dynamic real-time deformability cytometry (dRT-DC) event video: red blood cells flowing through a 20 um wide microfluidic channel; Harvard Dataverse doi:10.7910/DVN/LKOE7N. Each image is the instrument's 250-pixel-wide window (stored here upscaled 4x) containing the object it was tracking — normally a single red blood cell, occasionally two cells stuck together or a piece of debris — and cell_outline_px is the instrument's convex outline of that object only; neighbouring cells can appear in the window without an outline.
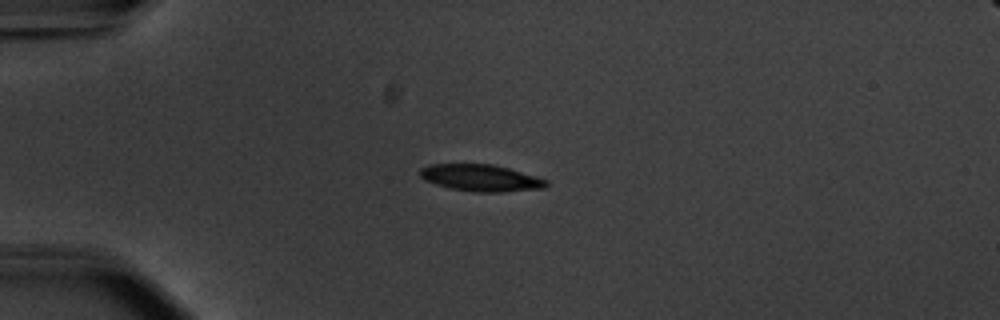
{"species": "common noctule bat (a hibernating species)", "species_latin": "Nyctalus noctula", "temperature_condition": "warm", "stored_images_in_passage": 55, "camera_frame_rate_fps": 3000, "um_per_image_px": 0.085, "animal": {"sex": "male", "body_mass_g": 20.1, "forearm_length_mm": 53.5}, "frame": {"image": 1, "passage_image": 15, "time_ms": 4.667, "image_size_px": [1000, 320], "cell_outline_px": [[548, 184], [544, 188], [500, 192], [476, 192], [452, 188], [436, 184], [424, 180], [420, 176], [420, 168], [428, 164], [492, 164], [508, 168], [548, 180]], "centroid_in_image_um": [40.85, 15.11], "position_along_channel_um": 44.1, "area_um2": 19.54}}
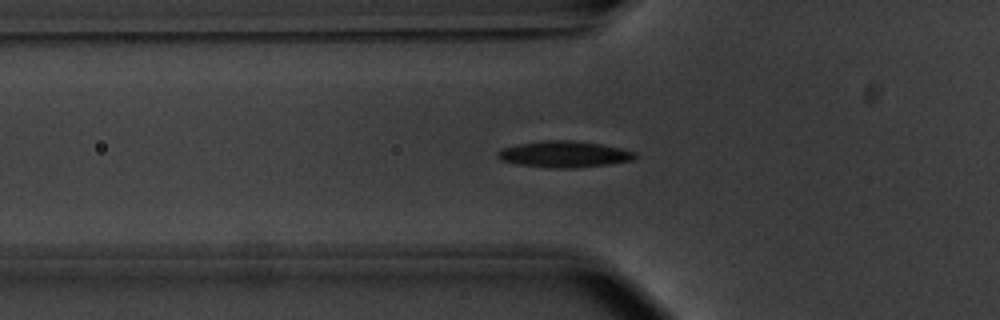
{"frame": {"image": 2, "passage_image": 20, "time_ms": 6.333, "image_size_px": [1000, 320], "cell_outline_px": [[636, 156], [632, 160], [608, 164], [576, 168], [548, 168], [516, 164], [500, 160], [496, 156], [496, 152], [500, 148], [516, 144], [544, 140], [572, 140], [600, 144], [620, 148], [636, 152]], "centroid_in_image_um": [47.88, 13.11], "position_along_channel_um": 77.9, "area_um2": 21.27}}
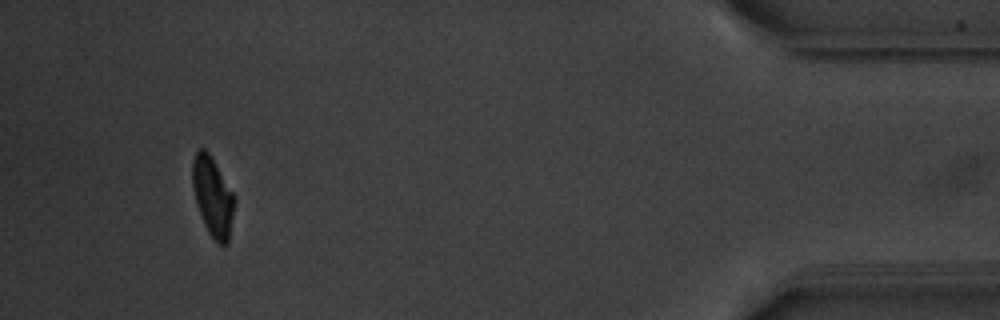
{"frame": {"image": 3, "passage_image": 52, "time_ms": 17.0, "image_size_px": [1000, 320], "cell_outline_px": [[236, 200], [228, 244], [216, 244], [208, 232], [204, 224], [196, 200], [192, 184], [192, 160], [196, 152], [200, 148], [204, 148], [208, 152], [236, 196]], "centroid_in_image_um": [18.11, 16.73], "position_along_channel_um": 417.1, "area_um2": 19.48}, "authors_computed_cell_mechanics": {"area_um2": 19.8254, "velocity_mm_per_s": 3.7493, "shape_relaxation_time_tau1_ms": 3.1347, "shape_relaxation_time_tau2_ms": 2.0211, "deformation_change_tau1": 0.1497, "deformation_change_tau2": 0.0709}}